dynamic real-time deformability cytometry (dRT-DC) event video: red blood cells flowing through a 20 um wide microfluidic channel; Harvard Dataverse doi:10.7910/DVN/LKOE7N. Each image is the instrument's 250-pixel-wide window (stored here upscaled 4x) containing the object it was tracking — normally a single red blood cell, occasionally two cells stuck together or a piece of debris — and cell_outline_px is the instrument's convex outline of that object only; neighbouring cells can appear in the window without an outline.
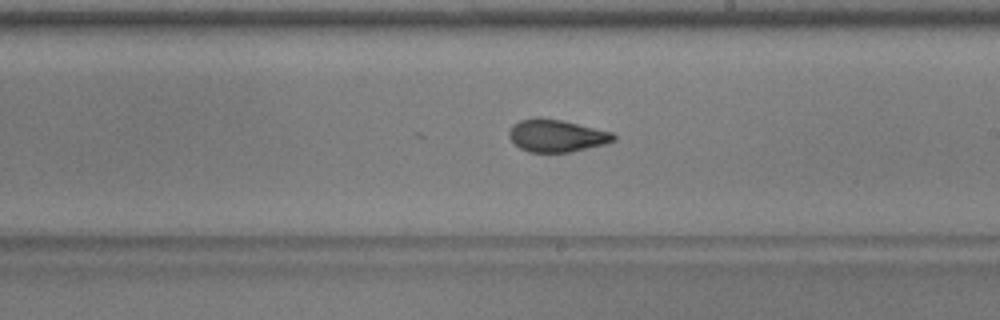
{"species": "common noctule bat (a hibernating species)", "species_latin": "Nyctalus noctula", "temperature_condition": "warm", "stored_images_in_passage": 41, "camera_frame_rate_fps": 3000, "um_per_image_px": 0.085, "animal": {"sex": "male", "body_mass_g": 17.9, "forearm_length_mm": 54.2}, "frame": {"image": 1, "passage_image": 30, "time_ms": 9.667, "image_size_px": [1000, 320], "cell_outline_px": [[616, 140], [604, 144], [572, 152], [528, 152], [520, 148], [508, 136], [508, 132], [512, 124], [520, 120], [536, 116], [540, 116], [560, 120], [612, 132], [616, 136]], "centroid_in_image_um": [47.28, 11.52], "position_along_channel_um": 241.7, "area_um2": 19.83}}